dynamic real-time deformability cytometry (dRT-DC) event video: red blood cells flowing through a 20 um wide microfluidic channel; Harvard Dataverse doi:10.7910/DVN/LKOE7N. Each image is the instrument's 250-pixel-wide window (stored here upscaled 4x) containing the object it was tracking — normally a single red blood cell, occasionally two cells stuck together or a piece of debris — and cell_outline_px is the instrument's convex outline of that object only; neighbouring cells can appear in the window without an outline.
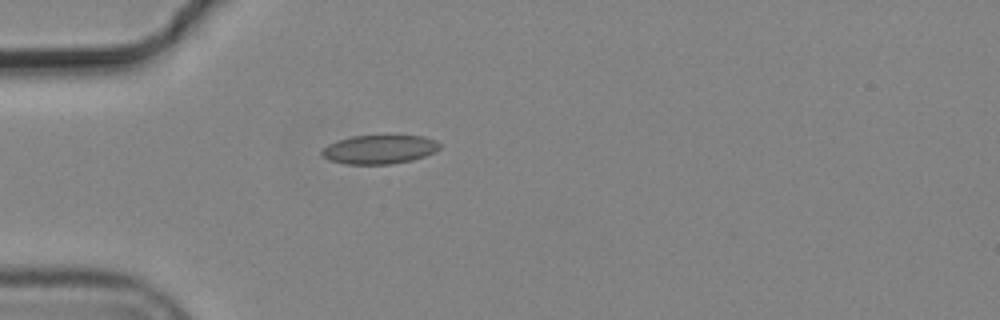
{"species": "common noctule bat (a hibernating species)", "species_latin": "Nyctalus noctula", "temperature_condition": "cold", "stored_images_in_passage": 2, "camera_frame_rate_fps": 3000, "um_per_image_px": 0.085, "animal": {"sex": "male", "body_mass_g": 19.2, "forearm_length_mm": 51.8}, "frame": {"image": 1, "passage_image": 1, "time_ms": 0.0, "image_size_px": [1000, 320], "cell_outline_px": [[440, 148], [436, 152], [412, 160], [392, 164], [344, 164], [328, 160], [320, 156], [320, 152], [328, 144], [352, 136], [384, 132], [396, 132], [424, 136], [436, 140], [440, 144]], "centroid_in_image_um": [32.29, 12.64], "position_along_channel_um": 52.7, "area_um2": 21.1}}